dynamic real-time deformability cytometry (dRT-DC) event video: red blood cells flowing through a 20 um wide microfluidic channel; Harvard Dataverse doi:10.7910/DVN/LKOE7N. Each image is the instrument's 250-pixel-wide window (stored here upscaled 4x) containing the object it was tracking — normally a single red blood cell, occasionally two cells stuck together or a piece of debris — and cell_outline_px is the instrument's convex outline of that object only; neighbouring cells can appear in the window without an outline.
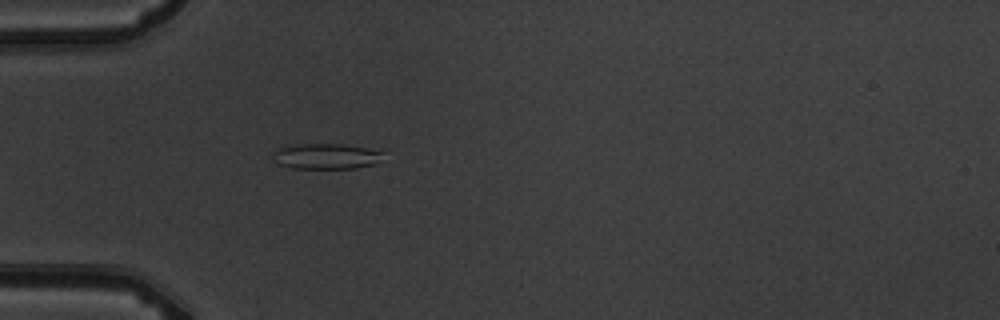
{"species": "common noctule bat (a hibernating species)", "species_latin": "Nyctalus noctula", "temperature_condition": "warm", "stored_images_in_passage": 5, "camera_frame_rate_fps": 3000, "um_per_image_px": 0.085, "animal": {"sex": "male", "body_mass_g": 19.5, "forearm_length_mm": 54.6}, "frame": {"image": 1, "passage_image": 5, "time_ms": 4.667, "image_size_px": [1000, 320], "cell_outline_px": [[384, 152], [376, 164], [356, 168], [292, 168], [276, 164], [272, 152], [276, 148], [296, 144], [344, 144]], "centroid_in_image_um": [27.66, 13.28], "position_along_channel_um": 57.3, "area_um2": 16.42}}